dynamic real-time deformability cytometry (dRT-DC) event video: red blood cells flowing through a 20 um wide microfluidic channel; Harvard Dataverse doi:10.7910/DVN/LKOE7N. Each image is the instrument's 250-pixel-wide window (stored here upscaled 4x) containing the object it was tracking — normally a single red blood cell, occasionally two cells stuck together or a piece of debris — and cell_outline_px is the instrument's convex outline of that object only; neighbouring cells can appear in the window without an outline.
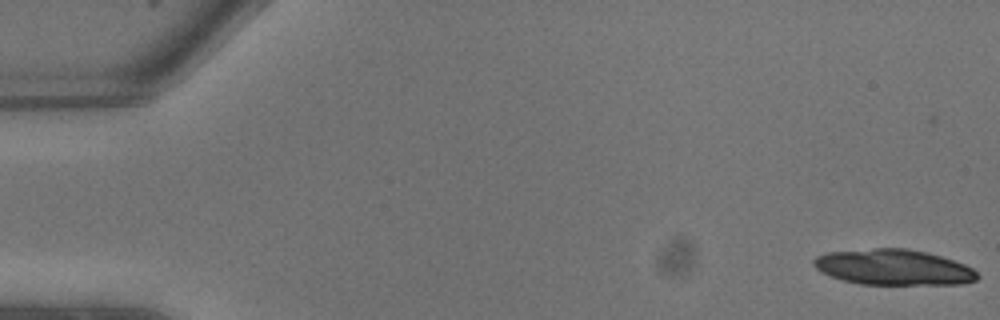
{"species": "common noctule bat (a hibernating species)", "species_latin": "Nyctalus noctula", "temperature_condition": "warm", "stored_images_in_passage": 10, "camera_frame_rate_fps": 3000, "um_per_image_px": 0.085, "animal": {"sex": "male", "body_mass_g": 13.3}, "frame": {"image": 1, "passage_image": 2, "time_ms": 0.333, "image_size_px": [1000, 320], "cell_outline_px": [[980, 276], [976, 280], [960, 284], [860, 284], [844, 280], [832, 276], [816, 268], [812, 264], [812, 260], [816, 256], [828, 252], [872, 248], [908, 248], [928, 252], [964, 264], [972, 268]], "centroid_in_image_um": [75.95, 22.7], "position_along_channel_um": 9.0, "area_um2": 33.87}}
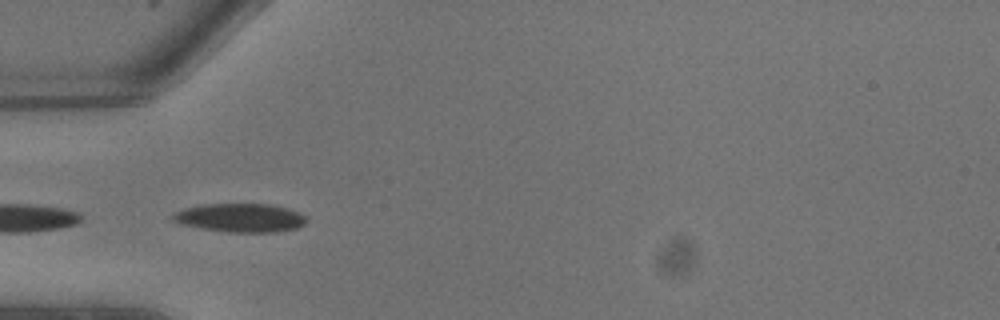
{"frame": {"image": 2, "passage_image": 9, "time_ms": 2.667, "image_size_px": [1000, 320], "cell_outline_px": [[308, 220], [304, 224], [296, 228], [276, 232], [228, 232], [200, 228], [180, 224], [172, 220], [172, 216], [176, 212], [184, 208], [200, 204], [272, 204], [288, 208], [300, 212]], "centroid_in_image_um": [20.43, 18.51], "position_along_channel_um": 64.6, "area_um2": 22.43}}